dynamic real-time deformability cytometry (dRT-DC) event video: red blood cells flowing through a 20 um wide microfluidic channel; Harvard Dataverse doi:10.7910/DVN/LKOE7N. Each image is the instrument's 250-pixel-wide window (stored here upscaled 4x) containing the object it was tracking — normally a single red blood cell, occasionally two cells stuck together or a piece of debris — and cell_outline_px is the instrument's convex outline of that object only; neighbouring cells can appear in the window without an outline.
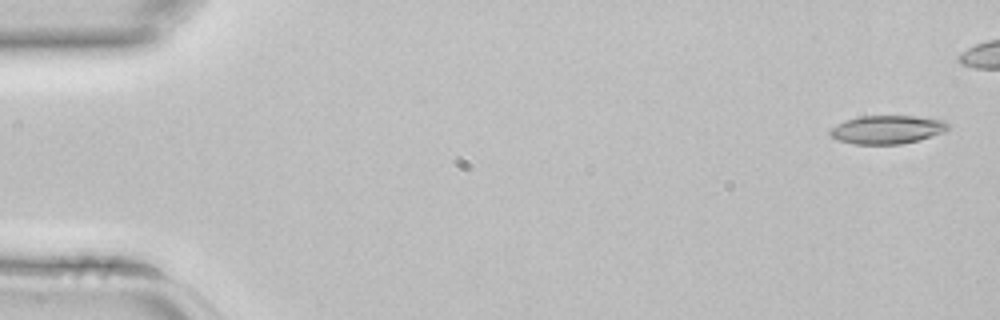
{"species": "common noctule bat (a hibernating species)", "species_latin": "Nyctalus noctula", "temperature_condition": "room temperature", "stored_images_in_passage": 5, "camera_frame_rate_fps": 3000, "um_per_image_px": 0.085, "animal": {"sex": "female", "body_mass_g": 22.7, "forearm_length_mm": 54.2}, "frame": {"image": 1, "passage_image": 1, "time_ms": 0.0, "image_size_px": [1000, 320], "cell_outline_px": [[948, 128], [944, 132], [920, 140], [900, 144], [852, 144], [836, 140], [828, 132], [832, 128], [848, 120], [860, 116], [916, 116], [944, 120], [948, 124]], "centroid_in_image_um": [75.43, 11.02], "position_along_channel_um": 9.6, "area_um2": 19.42}}